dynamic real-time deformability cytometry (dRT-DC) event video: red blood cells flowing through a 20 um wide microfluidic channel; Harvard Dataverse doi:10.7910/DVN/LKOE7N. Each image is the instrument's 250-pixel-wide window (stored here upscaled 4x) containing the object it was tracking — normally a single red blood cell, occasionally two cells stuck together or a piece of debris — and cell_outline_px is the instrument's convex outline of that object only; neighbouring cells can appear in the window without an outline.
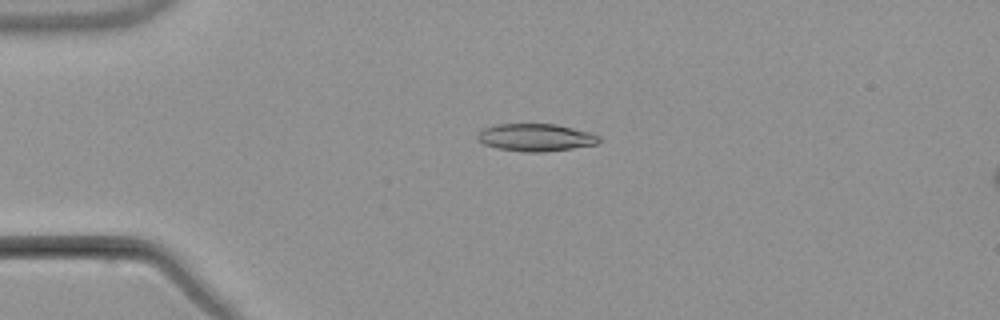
{"species": "common noctule bat (a hibernating species)", "species_latin": "Nyctalus noctula", "temperature_condition": "warm", "stored_images_in_passage": 6, "camera_frame_rate_fps": 3000, "um_per_image_px": 0.085, "animal": {"sex": "male", "body_mass_g": 21.5, "forearm_length_mm": 52.0}, "frame": {"image": 1, "passage_image": 6, "time_ms": 6.0, "image_size_px": [1000, 320], "cell_outline_px": [[600, 140], [596, 144], [572, 148], [544, 152], [524, 152], [500, 148], [484, 144], [476, 136], [484, 128], [496, 124], [556, 124], [592, 132], [600, 136]], "centroid_in_image_um": [45.58, 11.67], "position_along_channel_um": 39.4, "area_um2": 19.36}}